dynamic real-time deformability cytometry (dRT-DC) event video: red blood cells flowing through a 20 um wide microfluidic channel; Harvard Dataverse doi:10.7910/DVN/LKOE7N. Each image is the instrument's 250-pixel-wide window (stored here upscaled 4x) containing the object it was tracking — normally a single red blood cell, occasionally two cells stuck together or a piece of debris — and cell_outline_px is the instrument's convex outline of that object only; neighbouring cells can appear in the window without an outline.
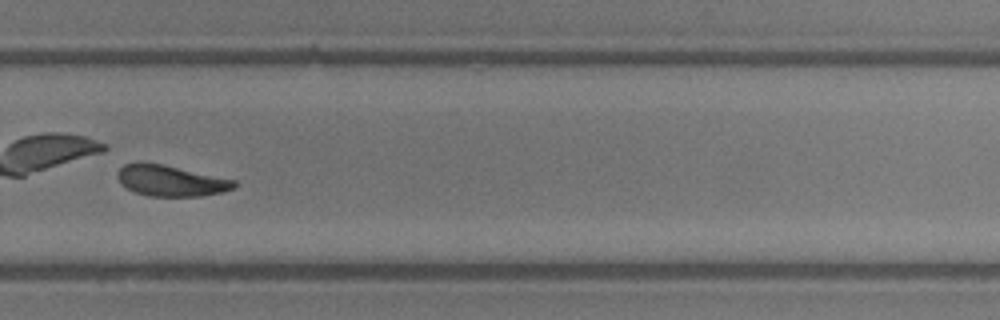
{"species": "common noctule bat (a hibernating species)", "species_latin": "Nyctalus noctula", "temperature_condition": "room temperature", "stored_images_in_passage": 30, "camera_frame_rate_fps": 3000, "um_per_image_px": 0.085, "animal": {"sex": "male", "body_mass_g": 13.3}, "frame": {"image": 1, "passage_image": 18, "time_ms": 5.667, "image_size_px": [1000, 320], "cell_outline_px": [[236, 184], [232, 188], [220, 192], [200, 196], [148, 196], [136, 192], [120, 184], [116, 172], [124, 164], [160, 164], [236, 180]], "centroid_in_image_um": [14.5, 15.38], "position_along_channel_um": 315.3, "area_um2": 20.4}, "authors_computed_cell_mechanics": {"area_um2": 20.7213, "velocity_mm_per_s": 4.3332, "shape_relaxation_time_tau1_ms": 0.8532, "shape_relaxation_time_tau2_ms": null, "deformation_change_tau1": 0.1601, "deformation_change_tau2": null}}